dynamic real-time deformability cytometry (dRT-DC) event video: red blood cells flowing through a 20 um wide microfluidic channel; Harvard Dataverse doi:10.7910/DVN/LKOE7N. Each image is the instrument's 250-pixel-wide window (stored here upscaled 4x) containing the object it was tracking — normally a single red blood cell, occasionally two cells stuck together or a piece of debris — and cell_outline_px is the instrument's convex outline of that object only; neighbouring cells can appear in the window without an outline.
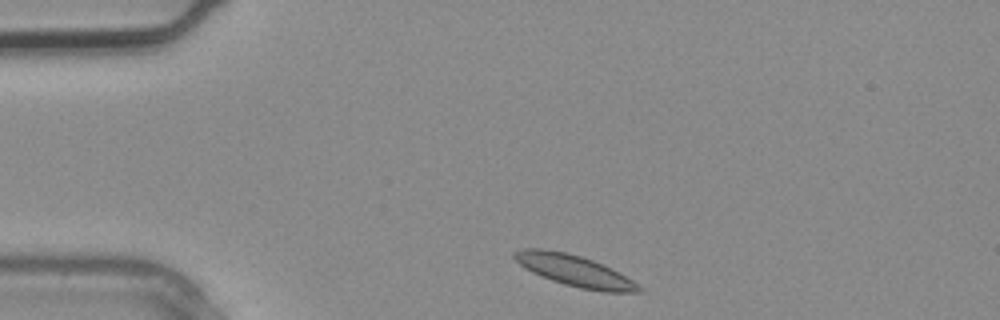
{"species": "common noctule bat (a hibernating species)", "species_latin": "Nyctalus noctula", "temperature_condition": "warm", "stored_images_in_passage": 2, "camera_frame_rate_fps": 3000, "um_per_image_px": 0.085, "animal": {"sex": "male", "body_mass_g": 20.4}, "frame": {"image": 1, "passage_image": 1, "time_ms": 0.0, "image_size_px": [1000, 320], "cell_outline_px": [[644, 292], [604, 292], [580, 288], [564, 284], [552, 280], [532, 272], [524, 268], [512, 256], [512, 252], [524, 248], [544, 248], [568, 252], [592, 260], [612, 268], [632, 280], [644, 288]], "centroid_in_image_um": [48.84, 23.0], "position_along_channel_um": 36.2, "area_um2": 22.77}}